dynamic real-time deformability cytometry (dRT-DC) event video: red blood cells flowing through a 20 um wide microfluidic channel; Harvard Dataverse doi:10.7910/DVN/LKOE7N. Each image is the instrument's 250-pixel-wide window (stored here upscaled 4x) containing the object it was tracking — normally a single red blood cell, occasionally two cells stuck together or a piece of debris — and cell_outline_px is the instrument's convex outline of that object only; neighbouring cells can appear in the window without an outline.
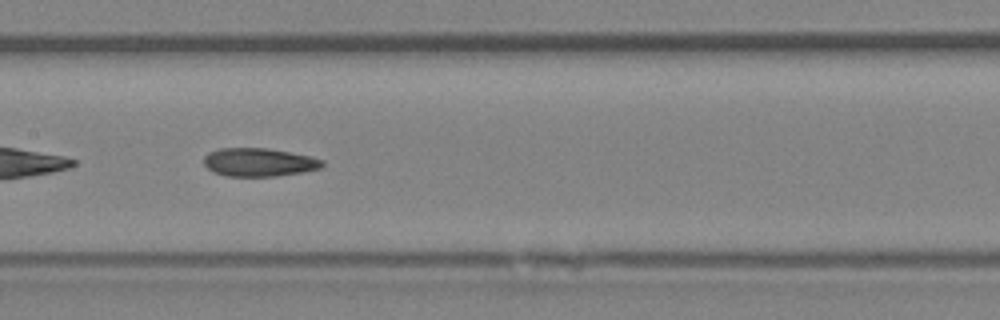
{"species": "Egyptian fruit bat (a non-hibernating species)", "species_latin": "Rousettus aegyptiacus", "temperature_condition": "room temperature", "stored_images_in_passage": 36, "camera_frame_rate_fps": 3000, "um_per_image_px": 0.085, "animal": {"sex": "female"}, "frame": {"image": 1, "passage_image": 11, "time_ms": 3.333, "image_size_px": [1000, 320], "cell_outline_px": [[324, 164], [320, 168], [304, 172], [276, 176], [228, 176], [212, 172], [204, 164], [204, 156], [208, 152], [220, 148], [268, 148], [312, 156], [324, 160]], "centroid_in_image_um": [22.02, 13.79], "position_along_channel_um": 185.4, "area_um2": 19.71}, "authors_computed_cell_mechanics": {"area_um2": 19.3919, "velocity_mm_per_s": 4.1812, "shape_relaxation_time_tau1_ms": null, "shape_relaxation_time_tau2_ms": 4.9038, "deformation_change_tau1": null, "deformation_change_tau2": 0.1251}}